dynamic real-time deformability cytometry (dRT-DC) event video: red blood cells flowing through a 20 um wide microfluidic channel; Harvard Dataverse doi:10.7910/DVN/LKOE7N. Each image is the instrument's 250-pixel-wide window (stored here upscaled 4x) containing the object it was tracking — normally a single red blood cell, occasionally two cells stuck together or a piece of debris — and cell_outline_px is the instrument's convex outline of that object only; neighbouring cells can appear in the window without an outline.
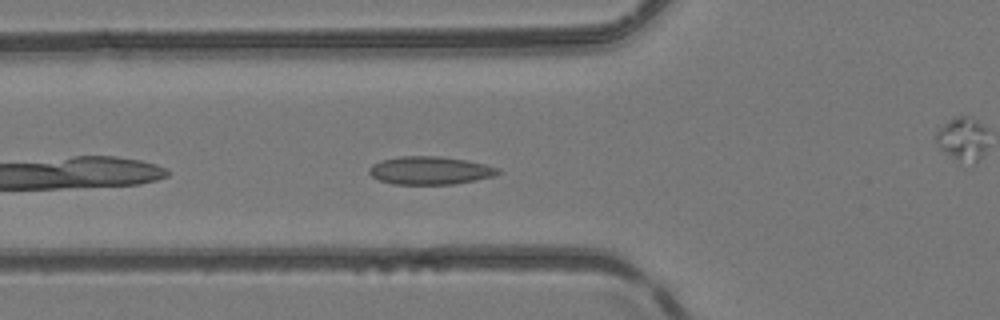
{"species": "common noctule bat (a hibernating species)", "species_latin": "Nyctalus noctula", "temperature_condition": "room temperature", "stored_images_in_passage": 28, "camera_frame_rate_fps": 3000, "um_per_image_px": 0.085, "animal": {"sex": "female", "body_mass_g": 24.6, "forearm_length_mm": 56.2}, "frame": {"image": 1, "passage_image": 4, "time_ms": 1.0, "image_size_px": [1000, 320], "cell_outline_px": [[504, 172], [492, 176], [452, 184], [392, 184], [380, 180], [372, 176], [368, 172], [368, 168], [372, 164], [380, 160], [400, 156], [440, 156], [464, 160], [484, 164], [500, 168]], "centroid_in_image_um": [36.52, 14.48], "position_along_channel_um": 89.3, "area_um2": 20.98}}
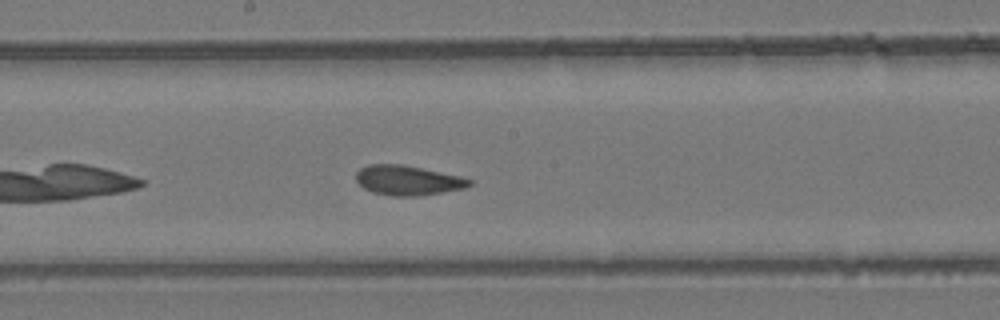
{"frame": {"image": 2, "passage_image": 13, "time_ms": 4.0, "image_size_px": [1000, 320], "cell_outline_px": [[472, 184], [464, 188], [416, 196], [392, 196], [372, 192], [364, 188], [356, 180], [356, 172], [360, 168], [368, 164], [400, 164], [460, 176], [472, 180]], "centroid_in_image_um": [34.62, 15.32], "position_along_channel_um": 213.6, "area_um2": 19.42}}
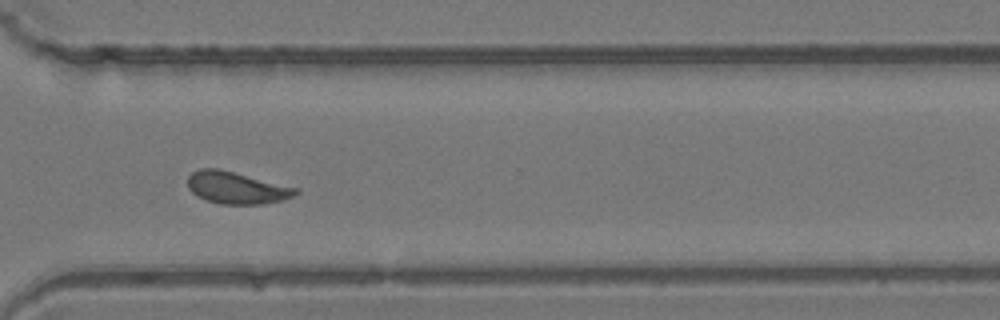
{"frame": {"image": 3, "passage_image": 23, "time_ms": 7.333, "image_size_px": [1000, 320], "cell_outline_px": [[300, 192], [296, 196], [284, 200], [264, 204], [220, 204], [204, 200], [196, 196], [188, 188], [188, 176], [192, 172], [200, 168], [220, 168], [300, 188]], "centroid_in_image_um": [20.15, 15.96], "position_along_channel_um": 350.5, "area_um2": 20.69}, "authors_computed_cell_mechanics": {"area_um2": 19.5942, "velocity_mm_per_s": 4.1206, "shape_relaxation_time_tau1_ms": null, "shape_relaxation_time_tau2_ms": 1.5235, "deformation_change_tau1": null, "deformation_change_tau2": 0.0661}}